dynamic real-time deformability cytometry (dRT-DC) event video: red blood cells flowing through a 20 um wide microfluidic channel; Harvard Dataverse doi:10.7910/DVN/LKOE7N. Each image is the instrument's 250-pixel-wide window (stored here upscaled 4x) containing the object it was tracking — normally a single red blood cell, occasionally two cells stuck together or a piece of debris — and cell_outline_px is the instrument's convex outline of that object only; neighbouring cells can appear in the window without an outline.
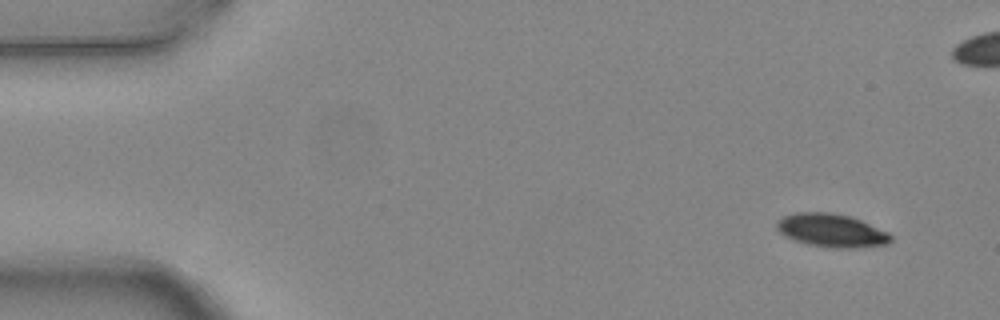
{"species": "common noctule bat (a hibernating species)", "species_latin": "Nyctalus noctula", "temperature_condition": "warm", "stored_images_in_passage": 5, "camera_frame_rate_fps": 3000, "um_per_image_px": 0.085, "animal": {"sex": "female", "body_mass_g": 24.6, "forearm_length_mm": 56.2}, "frame": {"image": 1, "passage_image": 1, "time_ms": 0.0, "image_size_px": [1000, 320], "cell_outline_px": [[892, 240], [888, 244], [860, 248], [832, 248], [808, 244], [792, 240], [784, 236], [776, 228], [776, 220], [784, 216], [796, 212], [832, 212], [852, 216], [888, 232], [892, 236]], "centroid_in_image_um": [70.67, 19.59], "position_along_channel_um": 14.3, "area_um2": 22.48}}